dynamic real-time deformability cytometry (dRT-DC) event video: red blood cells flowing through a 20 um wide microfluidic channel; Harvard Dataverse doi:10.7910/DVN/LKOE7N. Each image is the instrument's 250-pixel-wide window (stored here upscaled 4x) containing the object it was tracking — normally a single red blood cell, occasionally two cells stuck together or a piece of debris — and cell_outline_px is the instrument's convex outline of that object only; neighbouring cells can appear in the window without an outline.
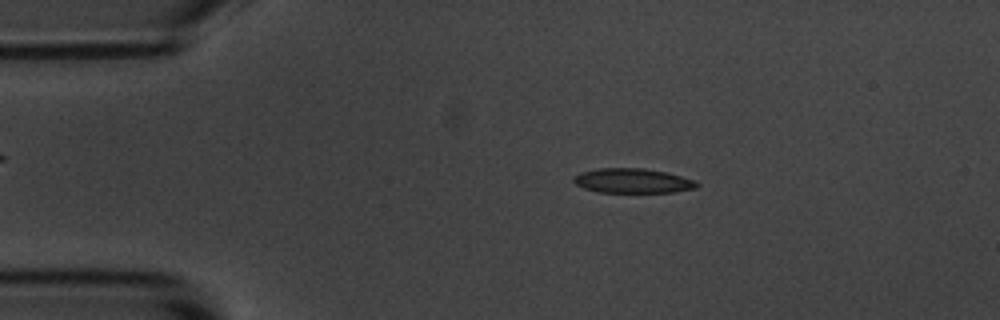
{"species": "common noctule bat (a hibernating species)", "species_latin": "Nyctalus noctula", "temperature_condition": "room temperature", "stored_images_in_passage": 5, "camera_frame_rate_fps": 3000, "um_per_image_px": 0.085, "animal": {"sex": "male", "body_mass_g": 20.1, "forearm_length_mm": 53.5}, "frame": {"image": 1, "passage_image": 3, "time_ms": 2.0, "image_size_px": [1000, 320], "cell_outline_px": [[700, 184], [696, 188], [676, 192], [600, 192], [584, 188], [576, 184], [572, 180], [580, 172], [596, 168], [644, 168], [664, 172], [696, 180]], "centroid_in_image_um": [53.79, 15.36], "position_along_channel_um": 31.2, "area_um2": 17.63}}
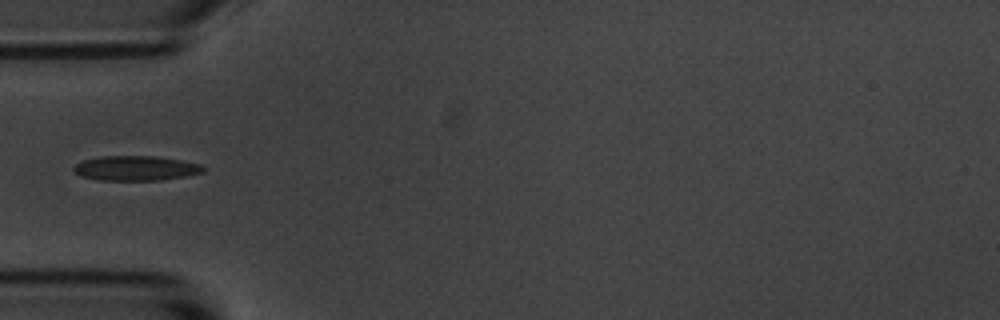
{"frame": {"image": 2, "passage_image": 5, "time_ms": 4.333, "image_size_px": [1000, 320], "cell_outline_px": [[204, 172], [184, 176], [160, 180], [100, 180], [80, 176], [72, 168], [76, 164], [84, 160], [100, 156], [156, 156], [180, 160], [200, 164], [204, 168]], "centroid_in_image_um": [11.52, 14.29], "position_along_channel_um": 73.5, "area_um2": 18.55}}